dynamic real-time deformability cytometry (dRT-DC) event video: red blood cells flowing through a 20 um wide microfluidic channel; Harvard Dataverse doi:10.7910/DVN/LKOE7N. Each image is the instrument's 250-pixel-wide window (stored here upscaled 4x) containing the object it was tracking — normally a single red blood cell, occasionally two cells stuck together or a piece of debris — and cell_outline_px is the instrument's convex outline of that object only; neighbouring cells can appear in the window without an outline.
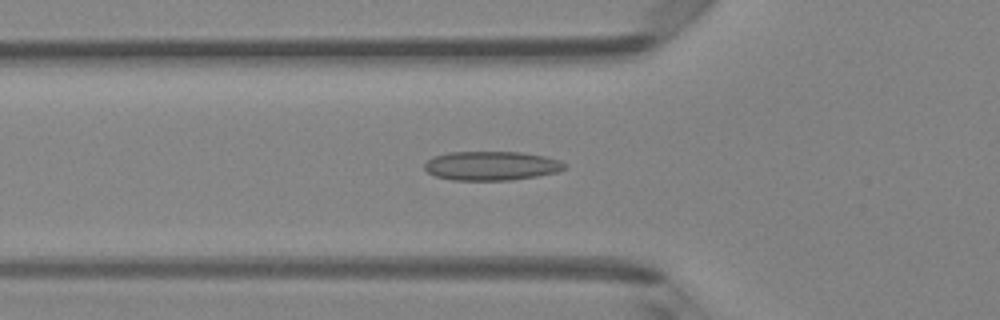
{"species": "Egyptian fruit bat (a non-hibernating species)", "species_latin": "Rousettus aegyptiacus", "temperature_condition": "room temperature", "stored_images_in_passage": 41, "camera_frame_rate_fps": 3000, "um_per_image_px": 0.085, "animal": {"sex": "female"}, "frame": {"image": 1, "passage_image": 10, "time_ms": 3.0, "image_size_px": [1000, 320], "cell_outline_px": [[568, 164], [564, 168], [556, 172], [536, 176], [508, 180], [452, 180], [436, 176], [428, 172], [424, 168], [424, 164], [432, 156], [448, 152], [520, 152], [544, 156], [560, 160]], "centroid_in_image_um": [41.75, 14.08], "position_along_channel_um": 84.1, "area_um2": 23.7}}
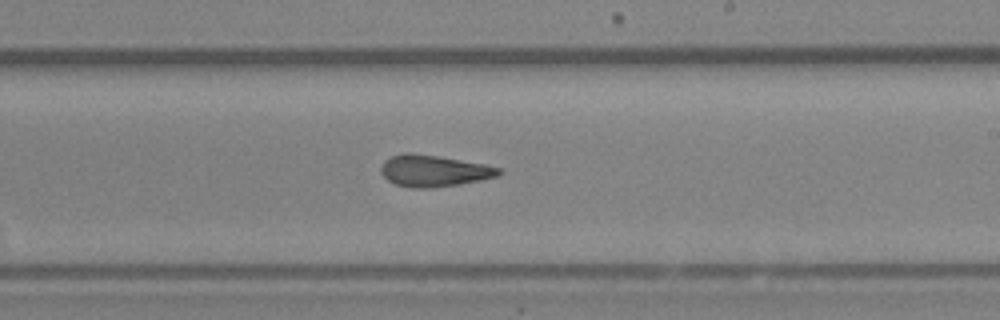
{"frame": {"image": 2, "passage_image": 22, "time_ms": 7.0, "image_size_px": [1000, 320], "cell_outline_px": [[504, 172], [496, 176], [480, 180], [460, 184], [432, 188], [412, 188], [396, 184], [388, 180], [380, 172], [380, 168], [384, 160], [392, 156], [404, 152], [408, 152], [440, 156], [484, 164], [500, 168]], "centroid_in_image_um": [36.86, 14.51], "position_along_channel_um": 252.1, "area_um2": 21.73}}
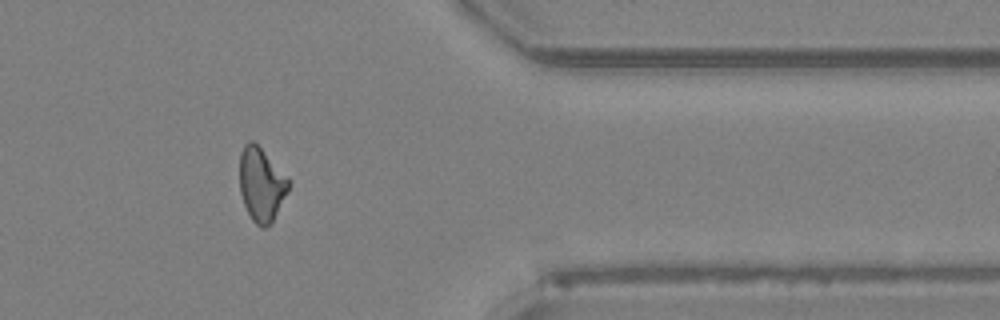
{"frame": {"image": 3, "passage_image": 33, "time_ms": 10.667, "image_size_px": [1000, 320], "cell_outline_px": [[288, 192], [272, 224], [264, 228], [260, 228], [252, 220], [244, 204], [240, 192], [240, 152], [244, 144], [248, 140], [252, 140], [260, 148], [288, 180]], "centroid_in_image_um": [22.19, 15.73], "position_along_channel_um": 389.2, "area_um2": 20.69}, "authors_computed_cell_mechanics": {"area_um2": 21.5594, "velocity_mm_per_s": 4.206, "shape_relaxation_time_tau1_ms": null, "shape_relaxation_time_tau2_ms": 2.7486, "deformation_change_tau1": null, "deformation_change_tau2": 0.0948}}